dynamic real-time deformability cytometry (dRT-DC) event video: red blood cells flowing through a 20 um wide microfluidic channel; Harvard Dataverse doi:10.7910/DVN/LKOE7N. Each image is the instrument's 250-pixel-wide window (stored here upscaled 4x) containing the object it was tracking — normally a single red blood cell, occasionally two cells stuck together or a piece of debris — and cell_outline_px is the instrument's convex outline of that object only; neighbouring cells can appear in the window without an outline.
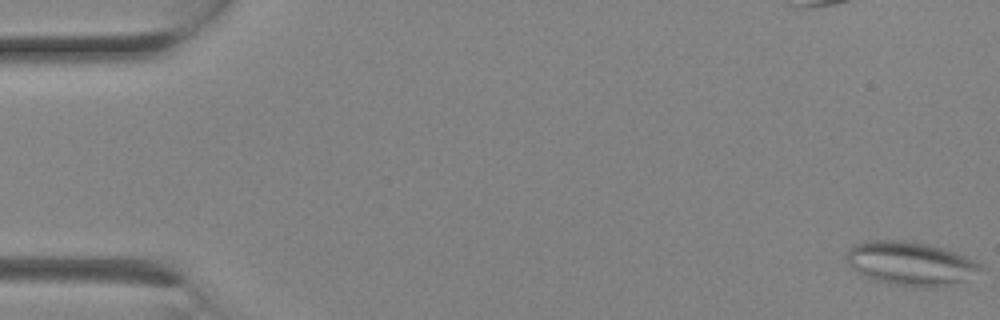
{"species": "Egyptian fruit bat (a non-hibernating species)", "species_latin": "Rousettus aegyptiacus", "temperature_condition": "room temperature", "stored_images_in_passage": 3, "camera_frame_rate_fps": 3000, "um_per_image_px": 0.085, "animal": {"sex": "female"}, "frame": {"image": 1, "passage_image": 1, "time_ms": 0.0, "image_size_px": [1000, 320], "cell_outline_px": [[984, 268], [964, 280], [944, 288], [912, 288], [892, 284], [876, 280], [864, 276], [856, 272], [848, 264], [844, 256], [848, 248], [852, 244], [868, 240], [896, 240], [924, 244], [944, 248], [956, 252], [976, 260]], "centroid_in_image_um": [77.37, 22.42], "position_along_channel_um": 7.6, "area_um2": 34.74}}